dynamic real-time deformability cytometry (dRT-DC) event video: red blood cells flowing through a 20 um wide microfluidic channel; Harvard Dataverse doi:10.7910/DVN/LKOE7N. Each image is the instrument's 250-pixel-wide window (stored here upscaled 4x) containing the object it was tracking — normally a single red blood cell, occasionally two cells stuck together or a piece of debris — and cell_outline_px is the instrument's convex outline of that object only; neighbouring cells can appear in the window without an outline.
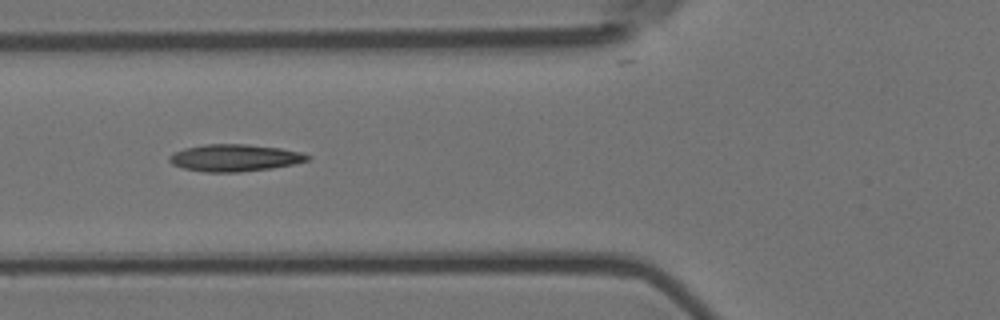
{"species": "Egyptian fruit bat (a non-hibernating species)", "species_latin": "Rousettus aegyptiacus", "temperature_condition": "room temperature", "stored_images_in_passage": 10, "camera_frame_rate_fps": 3000, "um_per_image_px": 0.085, "animal": {"sex": "female"}, "frame": {"image": 1, "passage_image": 6, "time_ms": 1.667, "image_size_px": [1000, 320], "cell_outline_px": [[312, 156], [308, 160], [292, 164], [272, 168], [240, 172], [204, 172], [184, 168], [172, 164], [168, 160], [168, 156], [172, 152], [184, 148], [204, 144], [248, 144], [280, 148], [300, 152]], "centroid_in_image_um": [19.91, 13.41], "position_along_channel_um": 105.9, "area_um2": 21.85}}
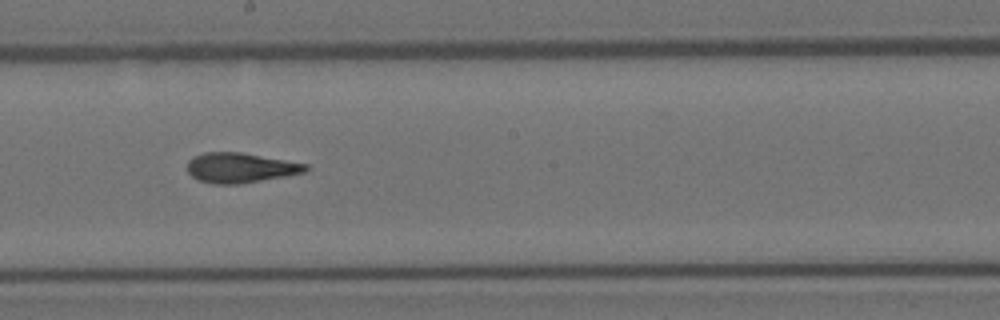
{"frame": {"image": 2, "passage_image": 9, "time_ms": 2.667, "image_size_px": [1000, 320], "cell_outline_px": [[308, 168], [304, 172], [288, 176], [240, 184], [212, 184], [196, 180], [188, 172], [188, 160], [192, 156], [204, 152], [240, 152], [308, 164]], "centroid_in_image_um": [20.4, 14.27], "position_along_channel_um": 227.8, "area_um2": 20.81}}
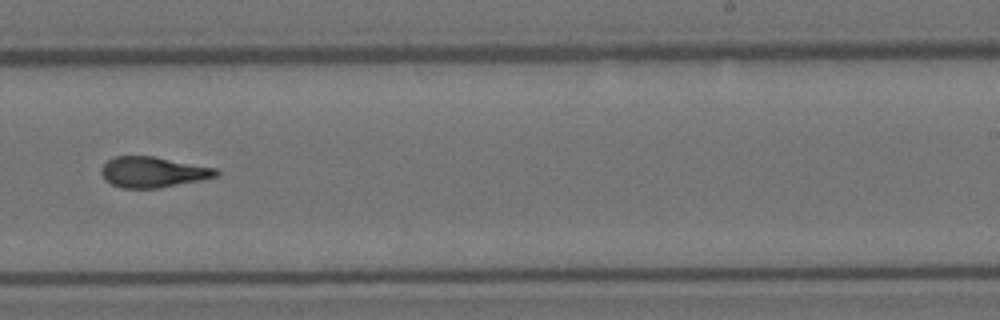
{"frame": {"image": 3, "passage_image": 10, "time_ms": 3.0, "image_size_px": [1000, 320], "cell_outline_px": [[220, 176], [160, 188], [120, 188], [104, 180], [100, 172], [100, 168], [108, 160], [116, 156], [152, 156], [216, 168], [220, 172]], "centroid_in_image_um": [12.99, 14.63], "position_along_channel_um": 276.0, "area_um2": 20.58}}